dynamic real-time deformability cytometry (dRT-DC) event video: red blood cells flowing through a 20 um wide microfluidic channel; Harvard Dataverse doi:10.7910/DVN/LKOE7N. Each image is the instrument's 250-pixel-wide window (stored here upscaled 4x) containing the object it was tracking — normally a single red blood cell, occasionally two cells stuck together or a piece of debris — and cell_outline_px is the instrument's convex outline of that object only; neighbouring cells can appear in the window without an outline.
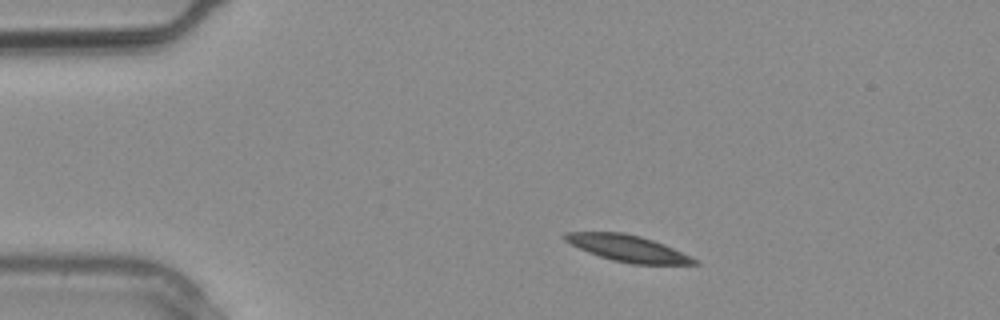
{"species": "common noctule bat (a hibernating species)", "species_latin": "Nyctalus noctula", "temperature_condition": "warm", "stored_images_in_passage": 2, "camera_frame_rate_fps": 3000, "um_per_image_px": 0.085, "animal": {"sex": "male", "body_mass_g": 20.4}, "frame": {"image": 1, "passage_image": 2, "time_ms": 0.333, "image_size_px": [1000, 320], "cell_outline_px": [[700, 264], [632, 264], [612, 260], [588, 252], [564, 240], [560, 236], [564, 232], [624, 232], [640, 236], [664, 244], [696, 260]], "centroid_in_image_um": [53.3, 21.09], "position_along_channel_um": 31.7, "area_um2": 19.65}}